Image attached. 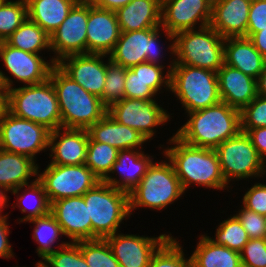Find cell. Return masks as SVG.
<instances>
[{"instance_id": "cell-1", "label": "cell", "mask_w": 266, "mask_h": 267, "mask_svg": "<svg viewBox=\"0 0 266 267\" xmlns=\"http://www.w3.org/2000/svg\"><path fill=\"white\" fill-rule=\"evenodd\" d=\"M188 116L189 120L175 135L195 147L216 149L241 131L240 111L223 101L189 112Z\"/></svg>"}, {"instance_id": "cell-2", "label": "cell", "mask_w": 266, "mask_h": 267, "mask_svg": "<svg viewBox=\"0 0 266 267\" xmlns=\"http://www.w3.org/2000/svg\"><path fill=\"white\" fill-rule=\"evenodd\" d=\"M169 141L174 146L163 153L172 163L184 192L191 184L217 190L227 187L215 149L189 145L176 135Z\"/></svg>"}, {"instance_id": "cell-3", "label": "cell", "mask_w": 266, "mask_h": 267, "mask_svg": "<svg viewBox=\"0 0 266 267\" xmlns=\"http://www.w3.org/2000/svg\"><path fill=\"white\" fill-rule=\"evenodd\" d=\"M49 78L56 92L62 128L88 129L107 114L108 108L99 97L84 90L57 65Z\"/></svg>"}, {"instance_id": "cell-4", "label": "cell", "mask_w": 266, "mask_h": 267, "mask_svg": "<svg viewBox=\"0 0 266 267\" xmlns=\"http://www.w3.org/2000/svg\"><path fill=\"white\" fill-rule=\"evenodd\" d=\"M171 64L168 67L169 90L179 98L187 113L205 109L222 101L216 72L174 64V61H171Z\"/></svg>"}, {"instance_id": "cell-5", "label": "cell", "mask_w": 266, "mask_h": 267, "mask_svg": "<svg viewBox=\"0 0 266 267\" xmlns=\"http://www.w3.org/2000/svg\"><path fill=\"white\" fill-rule=\"evenodd\" d=\"M225 39L210 25L174 34L170 54L174 64L208 69L217 73L224 63Z\"/></svg>"}, {"instance_id": "cell-6", "label": "cell", "mask_w": 266, "mask_h": 267, "mask_svg": "<svg viewBox=\"0 0 266 267\" xmlns=\"http://www.w3.org/2000/svg\"><path fill=\"white\" fill-rule=\"evenodd\" d=\"M8 111L18 118L42 124L51 131L62 127L58 100L50 78L8 90Z\"/></svg>"}, {"instance_id": "cell-7", "label": "cell", "mask_w": 266, "mask_h": 267, "mask_svg": "<svg viewBox=\"0 0 266 267\" xmlns=\"http://www.w3.org/2000/svg\"><path fill=\"white\" fill-rule=\"evenodd\" d=\"M92 223V240L105 239L117 232L129 217V193L100 181L83 195Z\"/></svg>"}, {"instance_id": "cell-8", "label": "cell", "mask_w": 266, "mask_h": 267, "mask_svg": "<svg viewBox=\"0 0 266 267\" xmlns=\"http://www.w3.org/2000/svg\"><path fill=\"white\" fill-rule=\"evenodd\" d=\"M184 193L172 163L152 162L140 183L129 192V211L141 207L161 210Z\"/></svg>"}, {"instance_id": "cell-9", "label": "cell", "mask_w": 266, "mask_h": 267, "mask_svg": "<svg viewBox=\"0 0 266 267\" xmlns=\"http://www.w3.org/2000/svg\"><path fill=\"white\" fill-rule=\"evenodd\" d=\"M215 151L227 184L232 178L242 180L259 177L266 172V163L260 158L249 136L243 131L221 143Z\"/></svg>"}, {"instance_id": "cell-10", "label": "cell", "mask_w": 266, "mask_h": 267, "mask_svg": "<svg viewBox=\"0 0 266 267\" xmlns=\"http://www.w3.org/2000/svg\"><path fill=\"white\" fill-rule=\"evenodd\" d=\"M51 130L42 124L18 118L7 111L0 118V149L34 160L49 147Z\"/></svg>"}, {"instance_id": "cell-11", "label": "cell", "mask_w": 266, "mask_h": 267, "mask_svg": "<svg viewBox=\"0 0 266 267\" xmlns=\"http://www.w3.org/2000/svg\"><path fill=\"white\" fill-rule=\"evenodd\" d=\"M37 176L50 204L62 198L83 196L101 181L85 164H48Z\"/></svg>"}, {"instance_id": "cell-12", "label": "cell", "mask_w": 266, "mask_h": 267, "mask_svg": "<svg viewBox=\"0 0 266 267\" xmlns=\"http://www.w3.org/2000/svg\"><path fill=\"white\" fill-rule=\"evenodd\" d=\"M159 28H146L143 30L121 32L118 41L109 54L110 60L131 69L143 63L160 64L161 48H158Z\"/></svg>"}, {"instance_id": "cell-13", "label": "cell", "mask_w": 266, "mask_h": 267, "mask_svg": "<svg viewBox=\"0 0 266 267\" xmlns=\"http://www.w3.org/2000/svg\"><path fill=\"white\" fill-rule=\"evenodd\" d=\"M157 104L155 100L124 98L112 104L107 113L117 122L137 130L148 141L155 133L154 127L170 119L169 113Z\"/></svg>"}, {"instance_id": "cell-14", "label": "cell", "mask_w": 266, "mask_h": 267, "mask_svg": "<svg viewBox=\"0 0 266 267\" xmlns=\"http://www.w3.org/2000/svg\"><path fill=\"white\" fill-rule=\"evenodd\" d=\"M88 1H78L66 19L50 35V47L55 52L51 62H59L63 57L87 54Z\"/></svg>"}, {"instance_id": "cell-15", "label": "cell", "mask_w": 266, "mask_h": 267, "mask_svg": "<svg viewBox=\"0 0 266 267\" xmlns=\"http://www.w3.org/2000/svg\"><path fill=\"white\" fill-rule=\"evenodd\" d=\"M212 18V0H162L161 29L168 40H174V34L194 29L200 21V28L210 25Z\"/></svg>"}, {"instance_id": "cell-16", "label": "cell", "mask_w": 266, "mask_h": 267, "mask_svg": "<svg viewBox=\"0 0 266 267\" xmlns=\"http://www.w3.org/2000/svg\"><path fill=\"white\" fill-rule=\"evenodd\" d=\"M106 56L94 53L74 54L63 57L56 65L84 90L101 98L107 72V64L102 59Z\"/></svg>"}, {"instance_id": "cell-17", "label": "cell", "mask_w": 266, "mask_h": 267, "mask_svg": "<svg viewBox=\"0 0 266 267\" xmlns=\"http://www.w3.org/2000/svg\"><path fill=\"white\" fill-rule=\"evenodd\" d=\"M169 237L165 234L143 237L115 233L105 239L120 267H148L153 254Z\"/></svg>"}, {"instance_id": "cell-18", "label": "cell", "mask_w": 266, "mask_h": 267, "mask_svg": "<svg viewBox=\"0 0 266 267\" xmlns=\"http://www.w3.org/2000/svg\"><path fill=\"white\" fill-rule=\"evenodd\" d=\"M0 58L8 72L25 86L47 80L51 69L56 65L55 62H46L39 54L10 46L6 41L0 46Z\"/></svg>"}, {"instance_id": "cell-19", "label": "cell", "mask_w": 266, "mask_h": 267, "mask_svg": "<svg viewBox=\"0 0 266 267\" xmlns=\"http://www.w3.org/2000/svg\"><path fill=\"white\" fill-rule=\"evenodd\" d=\"M50 213L72 242L92 240V223L83 196L62 198L51 203Z\"/></svg>"}, {"instance_id": "cell-20", "label": "cell", "mask_w": 266, "mask_h": 267, "mask_svg": "<svg viewBox=\"0 0 266 267\" xmlns=\"http://www.w3.org/2000/svg\"><path fill=\"white\" fill-rule=\"evenodd\" d=\"M86 33L87 53L109 55L121 33L115 11L95 7L88 1Z\"/></svg>"}, {"instance_id": "cell-21", "label": "cell", "mask_w": 266, "mask_h": 267, "mask_svg": "<svg viewBox=\"0 0 266 267\" xmlns=\"http://www.w3.org/2000/svg\"><path fill=\"white\" fill-rule=\"evenodd\" d=\"M251 2L252 0H212L210 26L224 39L247 37Z\"/></svg>"}, {"instance_id": "cell-22", "label": "cell", "mask_w": 266, "mask_h": 267, "mask_svg": "<svg viewBox=\"0 0 266 267\" xmlns=\"http://www.w3.org/2000/svg\"><path fill=\"white\" fill-rule=\"evenodd\" d=\"M62 132L63 134H61ZM88 142H89V134L87 129L61 127L51 131L49 138V147H48L50 148L52 153L50 155V157H52L50 164L54 165L84 164L86 160Z\"/></svg>"}, {"instance_id": "cell-23", "label": "cell", "mask_w": 266, "mask_h": 267, "mask_svg": "<svg viewBox=\"0 0 266 267\" xmlns=\"http://www.w3.org/2000/svg\"><path fill=\"white\" fill-rule=\"evenodd\" d=\"M164 65L140 63L126 70L125 98L154 100L160 86L170 88V72L163 76Z\"/></svg>"}, {"instance_id": "cell-24", "label": "cell", "mask_w": 266, "mask_h": 267, "mask_svg": "<svg viewBox=\"0 0 266 267\" xmlns=\"http://www.w3.org/2000/svg\"><path fill=\"white\" fill-rule=\"evenodd\" d=\"M221 100L241 111L257 95V80L223 63L217 71Z\"/></svg>"}, {"instance_id": "cell-25", "label": "cell", "mask_w": 266, "mask_h": 267, "mask_svg": "<svg viewBox=\"0 0 266 267\" xmlns=\"http://www.w3.org/2000/svg\"><path fill=\"white\" fill-rule=\"evenodd\" d=\"M224 63L257 80L266 67V58L247 37H230L224 41Z\"/></svg>"}, {"instance_id": "cell-26", "label": "cell", "mask_w": 266, "mask_h": 267, "mask_svg": "<svg viewBox=\"0 0 266 267\" xmlns=\"http://www.w3.org/2000/svg\"><path fill=\"white\" fill-rule=\"evenodd\" d=\"M87 131L93 141L109 144L119 151L137 147L141 149L147 141L137 130L117 122L108 113Z\"/></svg>"}, {"instance_id": "cell-27", "label": "cell", "mask_w": 266, "mask_h": 267, "mask_svg": "<svg viewBox=\"0 0 266 267\" xmlns=\"http://www.w3.org/2000/svg\"><path fill=\"white\" fill-rule=\"evenodd\" d=\"M162 0H131L115 11L121 32L161 27Z\"/></svg>"}, {"instance_id": "cell-28", "label": "cell", "mask_w": 266, "mask_h": 267, "mask_svg": "<svg viewBox=\"0 0 266 267\" xmlns=\"http://www.w3.org/2000/svg\"><path fill=\"white\" fill-rule=\"evenodd\" d=\"M120 150L117 161L113 164L110 173H120V179L117 180L108 175L103 181L127 193L132 191L139 183L153 159L148 154L144 155L138 148ZM119 171V172H118ZM121 181V182H120ZM120 183V184H119Z\"/></svg>"}, {"instance_id": "cell-29", "label": "cell", "mask_w": 266, "mask_h": 267, "mask_svg": "<svg viewBox=\"0 0 266 267\" xmlns=\"http://www.w3.org/2000/svg\"><path fill=\"white\" fill-rule=\"evenodd\" d=\"M35 161L28 156L0 149V186L5 192L17 194L29 184L31 176L38 175L39 167Z\"/></svg>"}, {"instance_id": "cell-30", "label": "cell", "mask_w": 266, "mask_h": 267, "mask_svg": "<svg viewBox=\"0 0 266 267\" xmlns=\"http://www.w3.org/2000/svg\"><path fill=\"white\" fill-rule=\"evenodd\" d=\"M28 18L48 35L61 25L78 0H26Z\"/></svg>"}, {"instance_id": "cell-31", "label": "cell", "mask_w": 266, "mask_h": 267, "mask_svg": "<svg viewBox=\"0 0 266 267\" xmlns=\"http://www.w3.org/2000/svg\"><path fill=\"white\" fill-rule=\"evenodd\" d=\"M193 254L190 267H242L240 253L216 244L209 236L202 235Z\"/></svg>"}, {"instance_id": "cell-32", "label": "cell", "mask_w": 266, "mask_h": 267, "mask_svg": "<svg viewBox=\"0 0 266 267\" xmlns=\"http://www.w3.org/2000/svg\"><path fill=\"white\" fill-rule=\"evenodd\" d=\"M5 41L10 46L29 53L39 54L41 50H51L50 35L29 18H27Z\"/></svg>"}, {"instance_id": "cell-33", "label": "cell", "mask_w": 266, "mask_h": 267, "mask_svg": "<svg viewBox=\"0 0 266 267\" xmlns=\"http://www.w3.org/2000/svg\"><path fill=\"white\" fill-rule=\"evenodd\" d=\"M119 150L109 144L93 141L89 137L85 165L103 181L117 161Z\"/></svg>"}, {"instance_id": "cell-34", "label": "cell", "mask_w": 266, "mask_h": 267, "mask_svg": "<svg viewBox=\"0 0 266 267\" xmlns=\"http://www.w3.org/2000/svg\"><path fill=\"white\" fill-rule=\"evenodd\" d=\"M36 225L33 233L34 240L39 244L37 247L38 256L46 259L50 254L56 250L52 248V245L56 242L59 236L62 234V229L55 217L49 213L42 217L30 219Z\"/></svg>"}, {"instance_id": "cell-35", "label": "cell", "mask_w": 266, "mask_h": 267, "mask_svg": "<svg viewBox=\"0 0 266 267\" xmlns=\"http://www.w3.org/2000/svg\"><path fill=\"white\" fill-rule=\"evenodd\" d=\"M27 18L26 0H0V38L5 41Z\"/></svg>"}, {"instance_id": "cell-36", "label": "cell", "mask_w": 266, "mask_h": 267, "mask_svg": "<svg viewBox=\"0 0 266 267\" xmlns=\"http://www.w3.org/2000/svg\"><path fill=\"white\" fill-rule=\"evenodd\" d=\"M78 246L89 267H120L106 239L78 241Z\"/></svg>"}, {"instance_id": "cell-37", "label": "cell", "mask_w": 266, "mask_h": 267, "mask_svg": "<svg viewBox=\"0 0 266 267\" xmlns=\"http://www.w3.org/2000/svg\"><path fill=\"white\" fill-rule=\"evenodd\" d=\"M216 230V238L211 240L239 253L250 240L236 215L224 220Z\"/></svg>"}, {"instance_id": "cell-38", "label": "cell", "mask_w": 266, "mask_h": 267, "mask_svg": "<svg viewBox=\"0 0 266 267\" xmlns=\"http://www.w3.org/2000/svg\"><path fill=\"white\" fill-rule=\"evenodd\" d=\"M107 72L103 95L100 98L103 104L109 108L112 104L125 98L126 68L113 63L110 58L107 61Z\"/></svg>"}, {"instance_id": "cell-39", "label": "cell", "mask_w": 266, "mask_h": 267, "mask_svg": "<svg viewBox=\"0 0 266 267\" xmlns=\"http://www.w3.org/2000/svg\"><path fill=\"white\" fill-rule=\"evenodd\" d=\"M28 187L27 190L29 191L27 193H25L27 190L25 189V191H23L24 194H22L19 198V200H17V206L19 208H21V205H23V207L21 208V211L22 213H25V212H28V214L26 216H24V218H20V222H23V221H29L30 219H33V218H37V217H42L44 215H47L50 213V207H51V204L48 200V197H47V194L46 192L44 191V188H43V185L37 180H34L33 182H31L30 185H26V188ZM28 196H31L30 198L33 199L34 197V200H36V204L34 205V207H29V205L27 206V198ZM26 199V201H25ZM29 199V198H28ZM29 199V200H31ZM32 201V200H31ZM30 202V201H29ZM29 204V203H28ZM27 208L29 209V211L27 210Z\"/></svg>"}, {"instance_id": "cell-40", "label": "cell", "mask_w": 266, "mask_h": 267, "mask_svg": "<svg viewBox=\"0 0 266 267\" xmlns=\"http://www.w3.org/2000/svg\"><path fill=\"white\" fill-rule=\"evenodd\" d=\"M148 267H190L180 243L170 236L153 254Z\"/></svg>"}, {"instance_id": "cell-41", "label": "cell", "mask_w": 266, "mask_h": 267, "mask_svg": "<svg viewBox=\"0 0 266 267\" xmlns=\"http://www.w3.org/2000/svg\"><path fill=\"white\" fill-rule=\"evenodd\" d=\"M58 247L55 252L46 258L52 267H89L78 242H65Z\"/></svg>"}, {"instance_id": "cell-42", "label": "cell", "mask_w": 266, "mask_h": 267, "mask_svg": "<svg viewBox=\"0 0 266 267\" xmlns=\"http://www.w3.org/2000/svg\"><path fill=\"white\" fill-rule=\"evenodd\" d=\"M241 131L266 127V97L257 95L240 111Z\"/></svg>"}, {"instance_id": "cell-43", "label": "cell", "mask_w": 266, "mask_h": 267, "mask_svg": "<svg viewBox=\"0 0 266 267\" xmlns=\"http://www.w3.org/2000/svg\"><path fill=\"white\" fill-rule=\"evenodd\" d=\"M240 257L242 267H266V238L250 239Z\"/></svg>"}, {"instance_id": "cell-44", "label": "cell", "mask_w": 266, "mask_h": 267, "mask_svg": "<svg viewBox=\"0 0 266 267\" xmlns=\"http://www.w3.org/2000/svg\"><path fill=\"white\" fill-rule=\"evenodd\" d=\"M237 218L247 232L250 239L266 238V216L242 207Z\"/></svg>"}, {"instance_id": "cell-45", "label": "cell", "mask_w": 266, "mask_h": 267, "mask_svg": "<svg viewBox=\"0 0 266 267\" xmlns=\"http://www.w3.org/2000/svg\"><path fill=\"white\" fill-rule=\"evenodd\" d=\"M243 206L260 215L266 216V185L256 183L243 197Z\"/></svg>"}, {"instance_id": "cell-46", "label": "cell", "mask_w": 266, "mask_h": 267, "mask_svg": "<svg viewBox=\"0 0 266 267\" xmlns=\"http://www.w3.org/2000/svg\"><path fill=\"white\" fill-rule=\"evenodd\" d=\"M262 28H266V0H252L248 14L247 38L262 31Z\"/></svg>"}, {"instance_id": "cell-47", "label": "cell", "mask_w": 266, "mask_h": 267, "mask_svg": "<svg viewBox=\"0 0 266 267\" xmlns=\"http://www.w3.org/2000/svg\"><path fill=\"white\" fill-rule=\"evenodd\" d=\"M260 158L266 163V127L250 129L246 132Z\"/></svg>"}, {"instance_id": "cell-48", "label": "cell", "mask_w": 266, "mask_h": 267, "mask_svg": "<svg viewBox=\"0 0 266 267\" xmlns=\"http://www.w3.org/2000/svg\"><path fill=\"white\" fill-rule=\"evenodd\" d=\"M8 215L0 214V257L12 258L14 256L12 247L9 244V226L7 222Z\"/></svg>"}, {"instance_id": "cell-49", "label": "cell", "mask_w": 266, "mask_h": 267, "mask_svg": "<svg viewBox=\"0 0 266 267\" xmlns=\"http://www.w3.org/2000/svg\"><path fill=\"white\" fill-rule=\"evenodd\" d=\"M130 1L131 0H90L89 2L95 7L116 11L127 5Z\"/></svg>"}, {"instance_id": "cell-50", "label": "cell", "mask_w": 266, "mask_h": 267, "mask_svg": "<svg viewBox=\"0 0 266 267\" xmlns=\"http://www.w3.org/2000/svg\"><path fill=\"white\" fill-rule=\"evenodd\" d=\"M249 39L252 41L254 47L266 58V28H262V31L253 33Z\"/></svg>"}, {"instance_id": "cell-51", "label": "cell", "mask_w": 266, "mask_h": 267, "mask_svg": "<svg viewBox=\"0 0 266 267\" xmlns=\"http://www.w3.org/2000/svg\"><path fill=\"white\" fill-rule=\"evenodd\" d=\"M257 93L266 97V67L257 78Z\"/></svg>"}, {"instance_id": "cell-52", "label": "cell", "mask_w": 266, "mask_h": 267, "mask_svg": "<svg viewBox=\"0 0 266 267\" xmlns=\"http://www.w3.org/2000/svg\"><path fill=\"white\" fill-rule=\"evenodd\" d=\"M3 84L7 90L12 89L13 81L8 76H5V74L0 71V85Z\"/></svg>"}, {"instance_id": "cell-53", "label": "cell", "mask_w": 266, "mask_h": 267, "mask_svg": "<svg viewBox=\"0 0 266 267\" xmlns=\"http://www.w3.org/2000/svg\"><path fill=\"white\" fill-rule=\"evenodd\" d=\"M7 195L5 194V192H4V189L0 186V214H1V209L4 207V205L5 206H7L6 205V203L8 202L7 201Z\"/></svg>"}, {"instance_id": "cell-54", "label": "cell", "mask_w": 266, "mask_h": 267, "mask_svg": "<svg viewBox=\"0 0 266 267\" xmlns=\"http://www.w3.org/2000/svg\"><path fill=\"white\" fill-rule=\"evenodd\" d=\"M43 261H39L37 264H36V267H52L48 261L46 259H43Z\"/></svg>"}, {"instance_id": "cell-55", "label": "cell", "mask_w": 266, "mask_h": 267, "mask_svg": "<svg viewBox=\"0 0 266 267\" xmlns=\"http://www.w3.org/2000/svg\"><path fill=\"white\" fill-rule=\"evenodd\" d=\"M3 42H4V41L0 38V46L2 45Z\"/></svg>"}]
</instances>
